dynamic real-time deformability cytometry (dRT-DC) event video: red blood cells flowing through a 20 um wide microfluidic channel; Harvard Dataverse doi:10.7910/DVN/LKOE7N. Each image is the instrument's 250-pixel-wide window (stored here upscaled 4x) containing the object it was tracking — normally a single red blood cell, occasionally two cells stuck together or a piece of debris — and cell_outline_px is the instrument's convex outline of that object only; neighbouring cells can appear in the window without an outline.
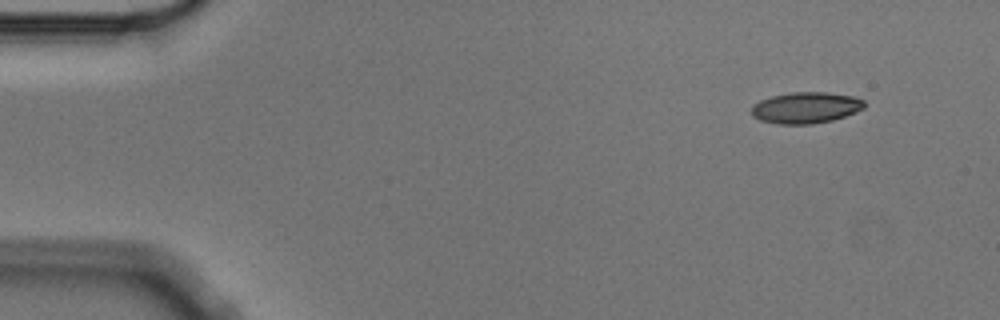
{"species": "Egyptian fruit bat (a non-hibernating species)", "species_latin": "Rousettus aegyptiacus", "temperature_condition": "cold", "stored_images_in_passage": 4, "camera_frame_rate_fps": 3000, "um_per_image_px": 0.085, "animal": {"sex": "male"}, "frame": {"image": 1, "passage_image": 1, "time_ms": 0.0, "image_size_px": [1000, 320], "cell_outline_px": [[864, 108], [856, 112], [832, 120], [812, 124], [780, 124], [760, 120], [752, 116], [752, 108], [760, 100], [772, 96], [792, 92], [828, 92], [856, 96], [864, 100]], "centroid_in_image_um": [68.53, 9.15], "position_along_channel_um": 16.5, "area_um2": 20.52}}
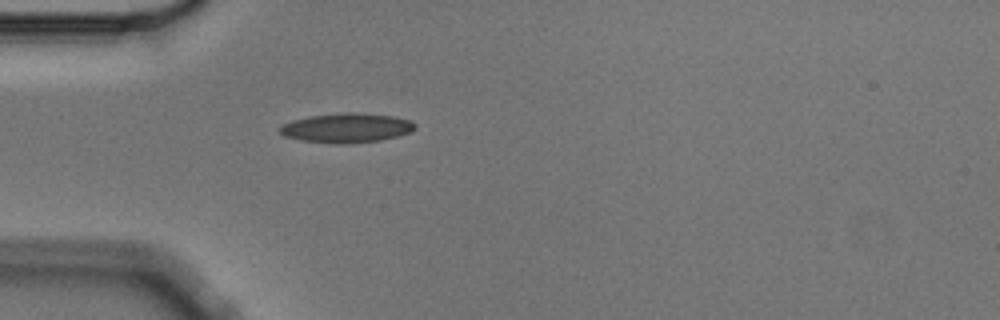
{"frame": {"image": 2, "passage_image": 4, "time_ms": 1.0, "image_size_px": [1000, 320], "cell_outline_px": [[416, 128], [412, 132], [380, 140], [336, 144], [300, 140], [284, 136], [276, 128], [292, 120], [308, 116], [348, 112], [392, 116], [412, 120], [416, 124]], "centroid_in_image_um": [29.44, 10.87], "position_along_channel_um": 55.6, "area_um2": 23.12}}